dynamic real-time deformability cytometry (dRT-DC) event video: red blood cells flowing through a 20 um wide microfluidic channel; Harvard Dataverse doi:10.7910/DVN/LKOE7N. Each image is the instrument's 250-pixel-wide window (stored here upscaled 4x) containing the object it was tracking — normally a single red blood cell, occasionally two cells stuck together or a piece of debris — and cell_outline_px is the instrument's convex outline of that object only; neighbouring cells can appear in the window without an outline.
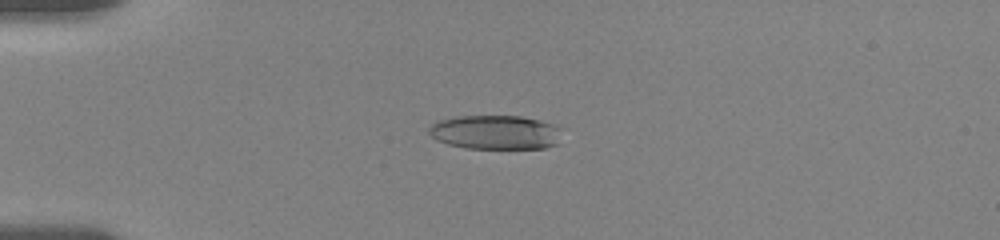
{"species": "human", "species_latin": "Homo sapiens", "temperature_condition": "room temperature", "stored_images_in_passage": 56, "camera_frame_rate_fps": 3000, "um_per_image_px": 0.085, "donor": {"sex": "female"}, "frame": {"image": 1, "passage_image": 15, "time_ms": 4.667, "image_size_px": [1000, 240], "cell_outline_px": [[568, 128], [560, 144], [544, 148], [468, 148], [448, 144], [436, 140], [428, 132], [428, 128], [432, 124], [440, 120], [456, 116], [520, 116], [540, 120], [556, 124]], "centroid_in_image_um": [42.27, 11.24], "position_along_channel_um": 42.7, "area_um2": 27.22}}
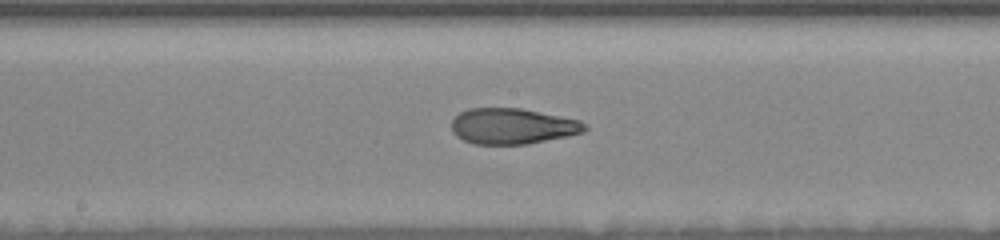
{"frame": {"image": 2, "passage_image": 31, "time_ms": 10.0, "image_size_px": [1000, 240], "cell_outline_px": [[588, 128], [584, 132], [568, 136], [528, 144], [472, 144], [456, 136], [452, 132], [452, 120], [460, 112], [468, 108], [520, 108], [580, 120], [588, 124]], "centroid_in_image_um": [43.57, 10.73], "position_along_channel_um": 204.6, "area_um2": 27.92}}
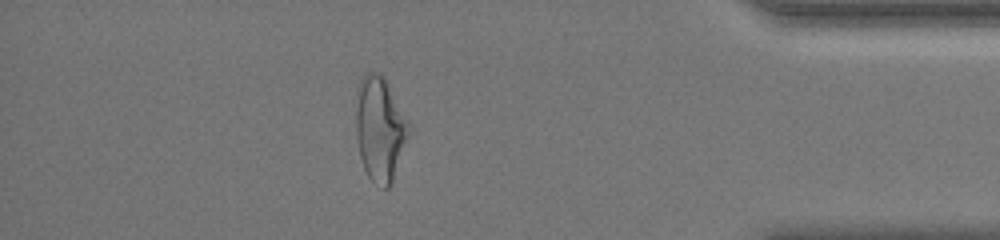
{"frame": {"image": 3, "passage_image": 50, "time_ms": 16.333, "image_size_px": [1000, 240], "cell_outline_px": [[408, 136], [392, 180], [388, 188], [384, 188], [372, 180], [368, 176], [364, 168], [360, 156], [356, 136], [356, 88], [364, 72], [380, 72], [384, 76], [408, 124]], "centroid_in_image_um": [32.24, 10.9], "position_along_channel_um": 403.0, "area_um2": 31.56}, "authors_computed_cell_mechanics": {"area_um2": 28.6977, "velocity_mm_per_s": 3.6356, "shape_relaxation_time_tau1_ms": 10.5482, "shape_relaxation_time_tau2_ms": 1.7613, "deformation_change_tau1": 0.2844, "deformation_change_tau2": 0.0962}}